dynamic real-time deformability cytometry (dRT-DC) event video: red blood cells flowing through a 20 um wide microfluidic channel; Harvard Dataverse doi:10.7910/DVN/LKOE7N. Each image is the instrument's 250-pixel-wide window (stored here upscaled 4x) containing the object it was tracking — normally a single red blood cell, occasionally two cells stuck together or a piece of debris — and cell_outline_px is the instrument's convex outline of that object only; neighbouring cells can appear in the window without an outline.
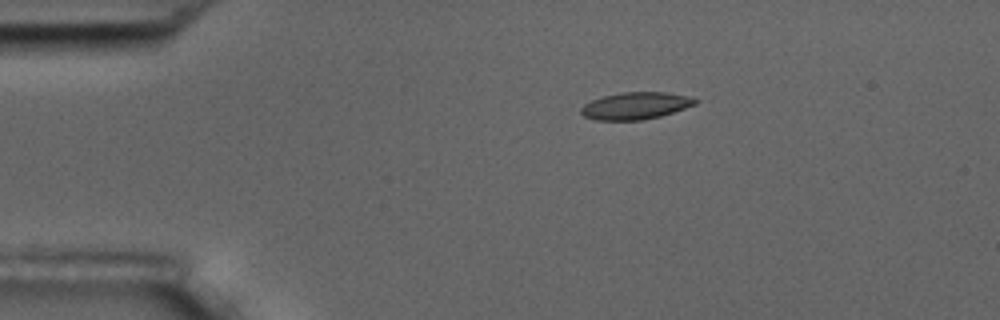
{"species": "common noctule bat (a hibernating species)", "species_latin": "Nyctalus noctula", "temperature_condition": "room temperature", "stored_images_in_passage": 4, "camera_frame_rate_fps": 3000, "um_per_image_px": 0.085, "animal": {"sex": "male", "body_mass_g": 17.5, "forearm_length_mm": 52.3}, "frame": {"image": 1, "passage_image": 1, "time_ms": 0.0, "image_size_px": [1000, 320], "cell_outline_px": [[700, 100], [696, 104], [660, 116], [644, 120], [596, 120], [584, 116], [580, 112], [580, 108], [584, 104], [592, 100], [604, 96], [620, 92], [668, 92], [692, 96]], "centroid_in_image_um": [54.05, 8.98], "position_along_channel_um": 30.9, "area_um2": 18.15}}
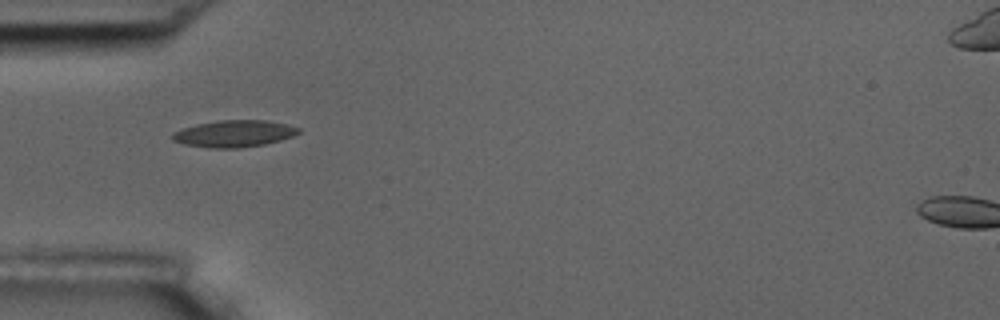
{"frame": {"image": 2, "passage_image": 3, "time_ms": 2.333, "image_size_px": [1000, 320], "cell_outline_px": [[300, 132], [292, 136], [280, 140], [264, 144], [240, 148], [208, 148], [184, 144], [172, 140], [172, 132], [180, 128], [196, 124], [220, 120], [268, 120], [288, 124], [300, 128]], "centroid_in_image_um": [19.88, 11.35], "position_along_channel_um": 65.1, "area_um2": 19.88}}